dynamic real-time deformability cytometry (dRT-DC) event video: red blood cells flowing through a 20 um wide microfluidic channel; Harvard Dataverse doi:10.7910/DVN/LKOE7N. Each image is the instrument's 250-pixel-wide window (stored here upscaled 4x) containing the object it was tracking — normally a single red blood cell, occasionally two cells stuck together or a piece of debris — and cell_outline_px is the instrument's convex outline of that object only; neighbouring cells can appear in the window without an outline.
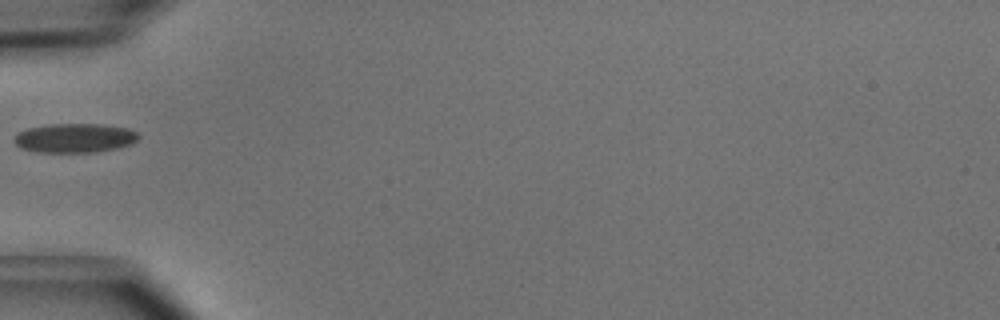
{"species": "common noctule bat (a hibernating species)", "species_latin": "Nyctalus noctula", "temperature_condition": "cold", "stored_images_in_passage": 1, "camera_frame_rate_fps": 3000, "um_per_image_px": 0.085, "animal": {"sex": "male", "body_mass_g": 15.6}, "frame": {"image": 1, "passage_image": 1, "time_ms": 0.0, "image_size_px": [1000, 320], "cell_outline_px": [[140, 136], [132, 144], [116, 148], [96, 152], [36, 152], [20, 148], [12, 140], [16, 132], [28, 128], [52, 124], [100, 124], [128, 128], [136, 132]], "centroid_in_image_um": [6.31, 11.73], "position_along_channel_um": 78.7, "area_um2": 21.27}}